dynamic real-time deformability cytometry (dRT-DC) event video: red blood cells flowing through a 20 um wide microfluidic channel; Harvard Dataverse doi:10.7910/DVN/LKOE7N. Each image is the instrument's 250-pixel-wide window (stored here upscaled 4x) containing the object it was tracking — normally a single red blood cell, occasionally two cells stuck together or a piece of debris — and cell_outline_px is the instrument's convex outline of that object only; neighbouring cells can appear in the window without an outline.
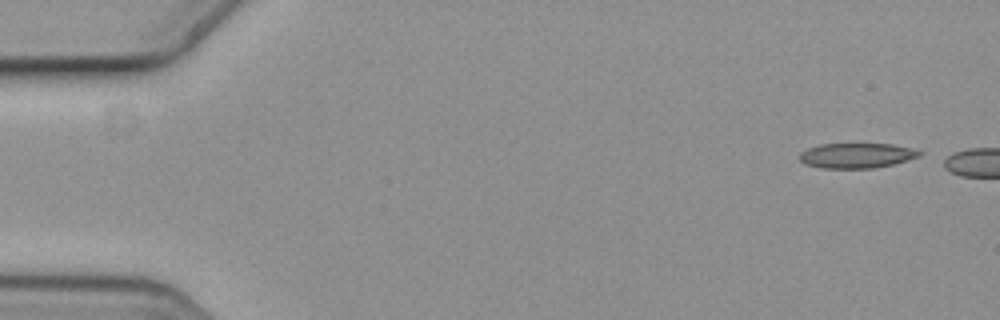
{"species": "common noctule bat (a hibernating species)", "species_latin": "Nyctalus noctula", "temperature_condition": "cold", "stored_images_in_passage": 2, "camera_frame_rate_fps": 3000, "um_per_image_px": 0.085, "animal": {"sex": "female", "body_mass_g": 19.3, "forearm_length_mm": 54.1}, "frame": {"image": 1, "passage_image": 1, "time_ms": 0.0, "image_size_px": [1000, 320], "cell_outline_px": [[924, 152], [920, 156], [892, 164], [876, 168], [820, 168], [804, 164], [800, 160], [800, 152], [808, 148], [820, 144], [892, 144], [912, 148]], "centroid_in_image_um": [72.81, 13.22], "position_along_channel_um": 12.2, "area_um2": 17.51}}